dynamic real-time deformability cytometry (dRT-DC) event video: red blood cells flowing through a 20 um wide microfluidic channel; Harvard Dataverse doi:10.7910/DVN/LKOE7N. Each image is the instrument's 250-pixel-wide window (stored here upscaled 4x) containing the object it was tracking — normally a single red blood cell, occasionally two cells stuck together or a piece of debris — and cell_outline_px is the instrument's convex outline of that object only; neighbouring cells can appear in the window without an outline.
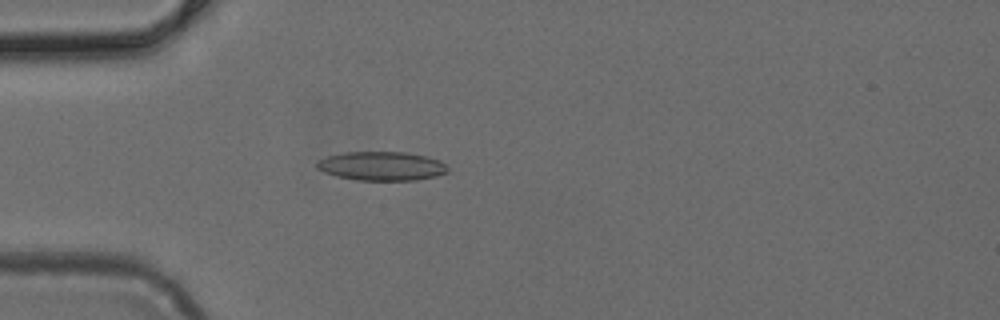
{"species": "common noctule bat (a hibernating species)", "species_latin": "Nyctalus noctula", "temperature_condition": "cold", "stored_images_in_passage": 4, "camera_frame_rate_fps": 3000, "um_per_image_px": 0.085, "animal": {"sex": "female", "body_mass_g": 24.6, "forearm_length_mm": 56.2}, "frame": {"image": 1, "passage_image": 4, "time_ms": 1.0, "image_size_px": [1000, 320], "cell_outline_px": [[448, 172], [436, 176], [416, 180], [356, 180], [336, 176], [324, 172], [316, 168], [316, 164], [320, 160], [328, 156], [344, 152], [404, 152], [424, 156], [440, 160], [448, 168]], "centroid_in_image_um": [32.43, 14.12], "position_along_channel_um": 52.6, "area_um2": 21.96}}